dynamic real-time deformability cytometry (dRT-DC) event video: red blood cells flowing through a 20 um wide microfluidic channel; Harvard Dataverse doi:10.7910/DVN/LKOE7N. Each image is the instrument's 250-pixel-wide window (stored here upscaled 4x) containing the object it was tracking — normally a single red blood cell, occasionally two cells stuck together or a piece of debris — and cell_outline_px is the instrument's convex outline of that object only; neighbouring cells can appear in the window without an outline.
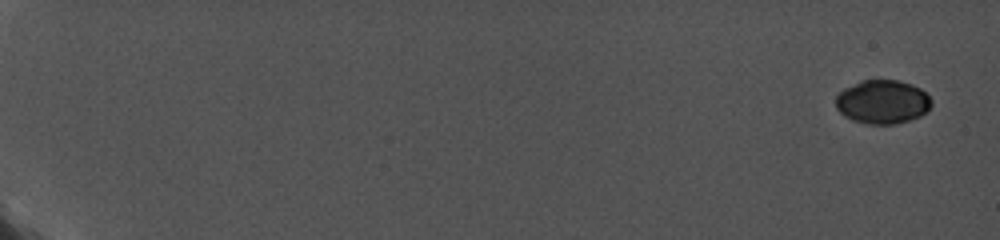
{"species": "common noctule bat (a hibernating species)", "species_latin": "Nyctalus noctula", "temperature_condition": "cold", "stored_images_in_passage": 14, "camera_frame_rate_fps": 5000, "um_per_image_px": 0.085, "animal": {"sex": "female", "body_mass_g": 19.0, "forearm_length_mm": 56.7}, "frame": {"image": 1, "passage_image": 1, "time_ms": 0.0, "image_size_px": [1000, 240], "cell_outline_px": [[932, 104], [920, 116], [896, 124], [868, 124], [852, 120], [844, 116], [836, 108], [836, 96], [844, 88], [860, 80], [900, 80], [912, 84], [920, 88], [932, 100]], "centroid_in_image_um": [74.99, 8.65], "position_along_channel_um": 10.0, "area_um2": 24.45}}
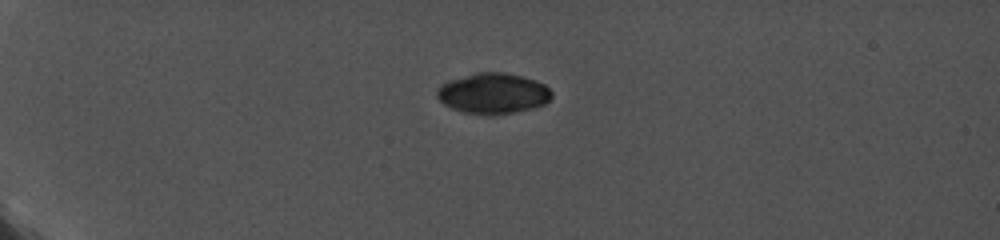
{"frame": {"image": 2, "passage_image": 9, "time_ms": 5.2, "image_size_px": [1000, 240], "cell_outline_px": [[552, 96], [544, 104], [532, 108], [516, 112], [496, 116], [488, 116], [464, 112], [452, 108], [444, 104], [436, 96], [436, 92], [448, 80], [476, 72], [504, 72], [536, 80], [544, 84], [552, 92]], "centroid_in_image_um": [41.92, 7.95], "position_along_channel_um": 43.1, "area_um2": 27.28}}